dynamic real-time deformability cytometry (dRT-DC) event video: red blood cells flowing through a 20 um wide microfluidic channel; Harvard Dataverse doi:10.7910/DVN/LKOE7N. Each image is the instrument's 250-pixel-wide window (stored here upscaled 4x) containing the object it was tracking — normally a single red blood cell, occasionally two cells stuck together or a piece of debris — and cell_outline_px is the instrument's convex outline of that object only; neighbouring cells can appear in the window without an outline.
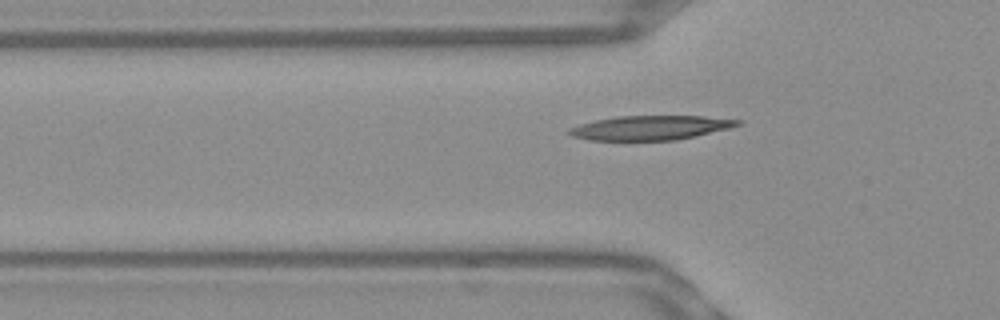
{"species": "Egyptian fruit bat (a non-hibernating species)", "species_latin": "Rousettus aegyptiacus", "temperature_condition": "warm", "stored_images_in_passage": 37, "camera_frame_rate_fps": 3000, "um_per_image_px": 0.085, "frame": {"image": 1, "passage_image": 2, "time_ms": 0.333, "image_size_px": [1000, 320], "cell_outline_px": [[744, 120], [740, 124], [732, 128], [676, 140], [588, 140], [572, 136], [564, 132], [568, 128], [580, 124], [596, 120], [616, 116], [704, 116]], "centroid_in_image_um": [55.28, 10.85], "position_along_channel_um": 70.5, "area_um2": 24.04}}
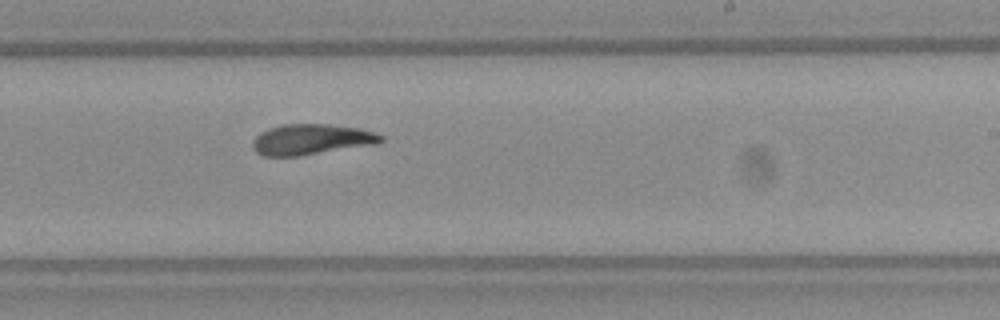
{"frame": {"image": 2, "passage_image": 17, "time_ms": 5.333, "image_size_px": [1000, 320], "cell_outline_px": [[384, 140], [380, 144], [296, 156], [264, 156], [256, 152], [252, 148], [252, 140], [260, 132], [268, 128], [284, 124], [328, 124], [360, 128], [376, 132], [384, 136]], "centroid_in_image_um": [26.5, 11.85], "position_along_channel_um": 262.5, "area_um2": 23.18}}
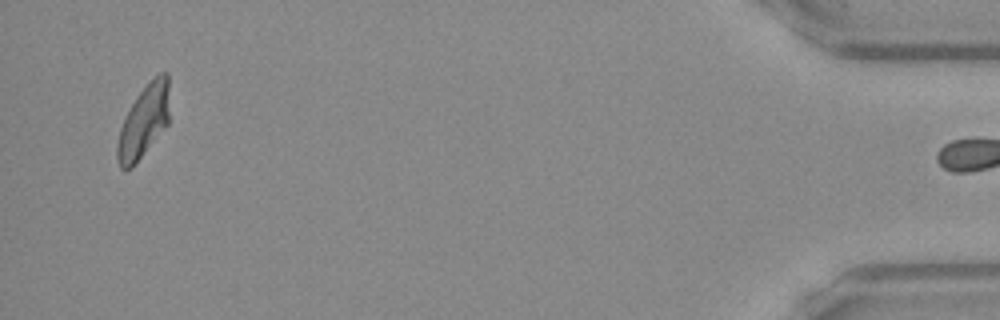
{"frame": {"image": 3, "passage_image": 36, "time_ms": 11.667, "image_size_px": [1000, 320], "cell_outline_px": [[168, 124], [132, 168], [120, 168], [116, 156], [116, 144], [120, 128], [124, 116], [136, 96], [160, 72], [168, 72]], "centroid_in_image_um": [12.19, 10.34], "position_along_channel_um": 423.0, "area_um2": 21.85}, "authors_computed_cell_mechanics": {"area_um2": 23.0044, "velocity_mm_per_s": 3.8338, "shape_relaxation_time_tau1_ms": 6.156, "shape_relaxation_time_tau2_ms": 1.8088, "deformation_change_tau1": 0.2182, "deformation_change_tau2": 0.097}}